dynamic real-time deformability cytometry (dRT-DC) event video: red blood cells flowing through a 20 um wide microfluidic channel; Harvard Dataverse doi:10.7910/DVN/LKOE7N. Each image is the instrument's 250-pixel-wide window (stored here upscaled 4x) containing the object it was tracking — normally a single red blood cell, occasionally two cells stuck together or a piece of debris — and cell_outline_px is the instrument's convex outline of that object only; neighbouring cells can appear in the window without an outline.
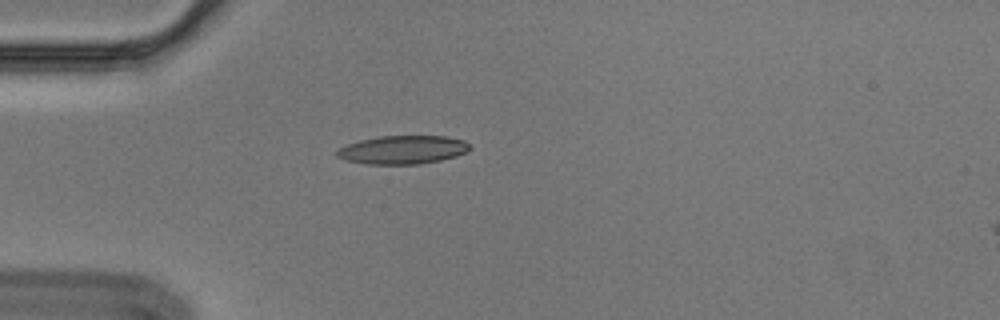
{"species": "Egyptian fruit bat (a non-hibernating species)", "species_latin": "Rousettus aegyptiacus", "temperature_condition": "cold", "stored_images_in_passage": 2, "camera_frame_rate_fps": 3000, "um_per_image_px": 0.085, "animal": {"sex": "male"}, "frame": {"image": 1, "passage_image": 1, "time_ms": 0.0, "image_size_px": [1000, 320], "cell_outline_px": [[472, 148], [456, 156], [440, 160], [420, 164], [364, 164], [344, 160], [336, 156], [336, 152], [340, 148], [348, 144], [360, 140], [380, 136], [448, 136], [464, 140], [472, 144]], "centroid_in_image_um": [34.25, 12.73], "position_along_channel_um": 50.7, "area_um2": 22.14}}